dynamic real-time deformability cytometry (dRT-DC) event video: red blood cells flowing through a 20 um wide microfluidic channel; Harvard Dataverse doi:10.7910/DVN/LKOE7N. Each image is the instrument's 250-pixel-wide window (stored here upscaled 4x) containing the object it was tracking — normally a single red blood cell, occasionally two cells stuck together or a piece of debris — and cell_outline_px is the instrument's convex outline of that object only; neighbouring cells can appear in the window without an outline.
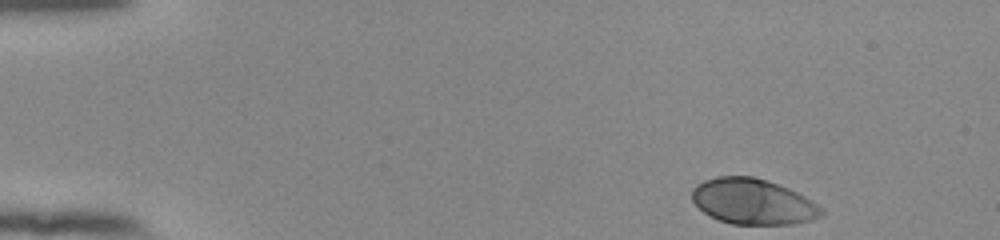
{"species": "human", "species_latin": "Homo sapiens", "temperature_condition": "room temperature", "stored_images_in_passage": 48, "camera_frame_rate_fps": 3000, "um_per_image_px": 0.085, "donor": {"sex": "female"}, "frame": {"image": 1, "passage_image": 1, "time_ms": 0.0, "image_size_px": [1000, 240], "cell_outline_px": [[824, 216], [812, 220], [792, 224], [732, 224], [720, 220], [704, 212], [692, 200], [692, 188], [696, 184], [704, 180], [716, 176], [752, 176], [788, 188], [804, 196], [816, 204], [824, 212]], "centroid_in_image_um": [63.99, 17.13], "position_along_channel_um": 21.0, "area_um2": 34.16}}
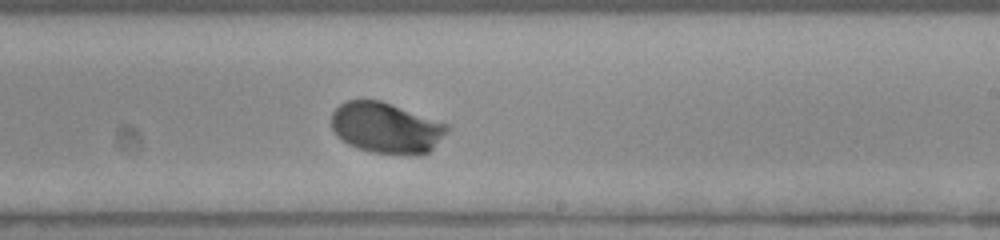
{"frame": {"image": 2, "passage_image": 28, "time_ms": 9.0, "image_size_px": [1000, 240], "cell_outline_px": [[448, 128], [432, 148], [428, 152], [420, 156], [404, 156], [372, 152], [356, 148], [348, 144], [336, 136], [332, 128], [332, 112], [340, 104], [348, 100], [380, 100], [448, 124]], "centroid_in_image_um": [32.79, 10.89], "position_along_channel_um": 256.2, "area_um2": 34.28}}
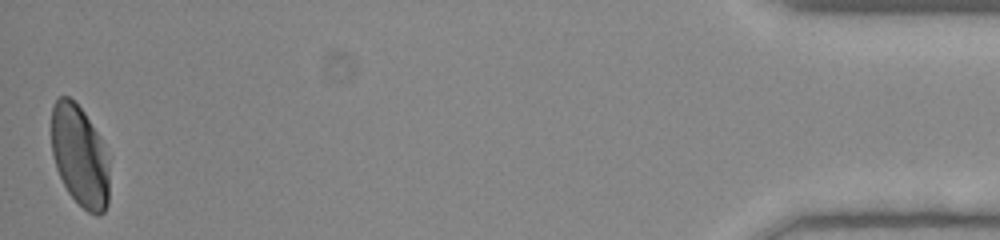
{"frame": {"image": 3, "passage_image": 48, "time_ms": 15.667, "image_size_px": [1000, 240], "cell_outline_px": [[108, 204], [104, 212], [100, 216], [96, 216], [88, 212], [68, 192], [56, 168], [52, 152], [52, 104], [60, 96], [68, 96], [84, 112], [100, 136], [108, 160]], "centroid_in_image_um": [6.78, 13.27], "position_along_channel_um": 428.4, "area_um2": 33.99}, "authors_computed_cell_mechanics": {"area_um2": 34.1598, "velocity_mm_per_s": 3.8344, "shape_relaxation_time_tau1_ms": 2.1713, "shape_relaxation_time_tau2_ms": null, "deformation_change_tau1": 0.1602, "deformation_change_tau2": null}}